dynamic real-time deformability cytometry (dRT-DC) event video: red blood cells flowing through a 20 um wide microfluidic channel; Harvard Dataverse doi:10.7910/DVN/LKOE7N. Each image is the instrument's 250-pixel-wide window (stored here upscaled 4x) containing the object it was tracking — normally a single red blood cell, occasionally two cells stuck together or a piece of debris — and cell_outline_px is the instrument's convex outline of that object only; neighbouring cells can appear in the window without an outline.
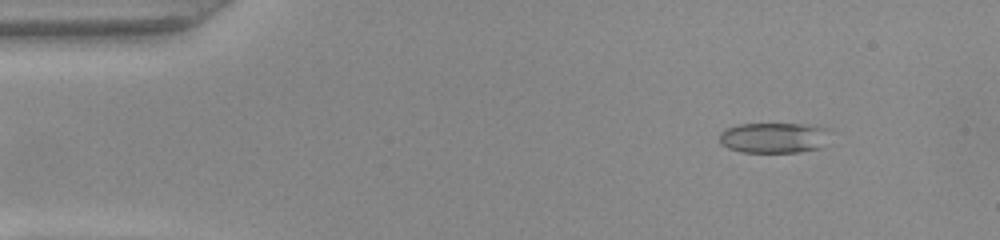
{"species": "common noctule bat (a hibernating species)", "species_latin": "Nyctalus noctula", "temperature_condition": "warm", "stored_images_in_passage": 15, "camera_frame_rate_fps": 3000, "um_per_image_px": 0.085, "animal": {"sex": "female", "body_mass_g": 22.0, "forearm_length_mm": 56.7}, "frame": {"image": 1, "passage_image": 6, "time_ms": 1.667, "image_size_px": [1000, 240], "cell_outline_px": [[828, 128], [820, 148], [796, 152], [740, 152], [728, 148], [720, 144], [720, 132], [728, 128], [740, 124], [804, 124]], "centroid_in_image_um": [65.7, 11.71], "position_along_channel_um": 19.3, "area_um2": 19.31}}
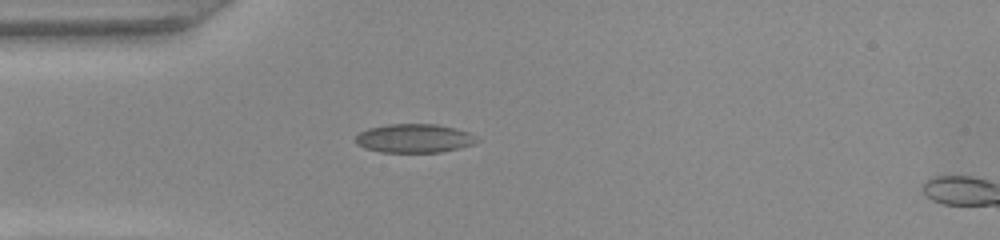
{"frame": {"image": 2, "passage_image": 14, "time_ms": 4.333, "image_size_px": [1000, 240], "cell_outline_px": [[480, 140], [472, 144], [460, 148], [440, 152], [380, 152], [364, 148], [356, 144], [356, 136], [360, 132], [368, 128], [388, 124], [436, 124], [468, 132], [476, 136]], "centroid_in_image_um": [35.19, 11.76], "position_along_channel_um": 49.8, "area_um2": 20.29}}